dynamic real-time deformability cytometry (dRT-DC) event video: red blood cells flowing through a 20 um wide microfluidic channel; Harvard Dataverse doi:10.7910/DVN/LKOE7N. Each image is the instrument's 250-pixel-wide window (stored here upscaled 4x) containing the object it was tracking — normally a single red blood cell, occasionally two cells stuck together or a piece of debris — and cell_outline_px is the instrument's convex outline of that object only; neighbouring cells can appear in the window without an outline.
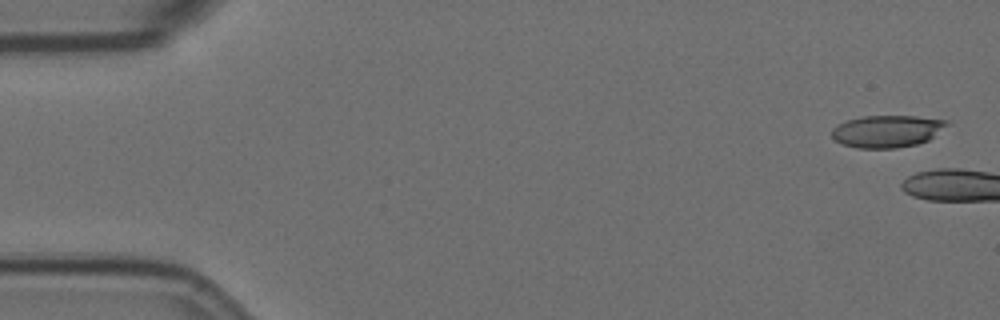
{"species": "Egyptian fruit bat (a non-hibernating species)", "species_latin": "Rousettus aegyptiacus", "temperature_condition": "room temperature", "stored_images_in_passage": 3, "camera_frame_rate_fps": 3000, "um_per_image_px": 0.085, "animal": {"sex": "female"}, "frame": {"image": 1, "passage_image": 1, "time_ms": 0.0, "image_size_px": [1000, 320], "cell_outline_px": [[952, 124], [928, 140], [916, 144], [896, 148], [856, 148], [844, 144], [836, 140], [832, 136], [832, 128], [836, 124], [848, 120], [864, 116], [916, 116], [948, 120]], "centroid_in_image_um": [75.44, 11.14], "position_along_channel_um": 9.6, "area_um2": 21.68}}